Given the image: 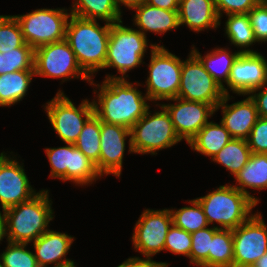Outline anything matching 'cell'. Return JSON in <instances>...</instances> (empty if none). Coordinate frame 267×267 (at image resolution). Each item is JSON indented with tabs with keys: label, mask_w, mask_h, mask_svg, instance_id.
<instances>
[{
	"label": "cell",
	"mask_w": 267,
	"mask_h": 267,
	"mask_svg": "<svg viewBox=\"0 0 267 267\" xmlns=\"http://www.w3.org/2000/svg\"><path fill=\"white\" fill-rule=\"evenodd\" d=\"M41 267H49V266H41ZM53 267H67V266H53Z\"/></svg>",
	"instance_id": "7dc6e473"
},
{
	"label": "cell",
	"mask_w": 267,
	"mask_h": 267,
	"mask_svg": "<svg viewBox=\"0 0 267 267\" xmlns=\"http://www.w3.org/2000/svg\"><path fill=\"white\" fill-rule=\"evenodd\" d=\"M202 206L207 222L218 223L219 229H236L253 214L257 204L233 185H222L203 197L196 198Z\"/></svg>",
	"instance_id": "277c9868"
},
{
	"label": "cell",
	"mask_w": 267,
	"mask_h": 267,
	"mask_svg": "<svg viewBox=\"0 0 267 267\" xmlns=\"http://www.w3.org/2000/svg\"><path fill=\"white\" fill-rule=\"evenodd\" d=\"M49 191L42 189L31 199L3 211L6 218L7 241L30 243L48 230L54 211Z\"/></svg>",
	"instance_id": "3957f363"
},
{
	"label": "cell",
	"mask_w": 267,
	"mask_h": 267,
	"mask_svg": "<svg viewBox=\"0 0 267 267\" xmlns=\"http://www.w3.org/2000/svg\"><path fill=\"white\" fill-rule=\"evenodd\" d=\"M251 154L246 139L232 138L211 160L223 165L235 176L246 165Z\"/></svg>",
	"instance_id": "83f0119b"
},
{
	"label": "cell",
	"mask_w": 267,
	"mask_h": 267,
	"mask_svg": "<svg viewBox=\"0 0 267 267\" xmlns=\"http://www.w3.org/2000/svg\"><path fill=\"white\" fill-rule=\"evenodd\" d=\"M73 241L74 237L66 233L48 229L33 241L38 266L54 264L55 266L76 267L73 260L66 258Z\"/></svg>",
	"instance_id": "ffe728a7"
},
{
	"label": "cell",
	"mask_w": 267,
	"mask_h": 267,
	"mask_svg": "<svg viewBox=\"0 0 267 267\" xmlns=\"http://www.w3.org/2000/svg\"><path fill=\"white\" fill-rule=\"evenodd\" d=\"M7 237L6 218L0 211V242Z\"/></svg>",
	"instance_id": "f6af8a7d"
},
{
	"label": "cell",
	"mask_w": 267,
	"mask_h": 267,
	"mask_svg": "<svg viewBox=\"0 0 267 267\" xmlns=\"http://www.w3.org/2000/svg\"><path fill=\"white\" fill-rule=\"evenodd\" d=\"M161 111H149L150 107L130 129L133 153L156 155L157 151L167 149L182 141L177 135L170 114L162 104Z\"/></svg>",
	"instance_id": "8992f818"
},
{
	"label": "cell",
	"mask_w": 267,
	"mask_h": 267,
	"mask_svg": "<svg viewBox=\"0 0 267 267\" xmlns=\"http://www.w3.org/2000/svg\"><path fill=\"white\" fill-rule=\"evenodd\" d=\"M219 230L217 226L203 228L191 233L190 263L200 267H209V251H211V239Z\"/></svg>",
	"instance_id": "836d02e7"
},
{
	"label": "cell",
	"mask_w": 267,
	"mask_h": 267,
	"mask_svg": "<svg viewBox=\"0 0 267 267\" xmlns=\"http://www.w3.org/2000/svg\"><path fill=\"white\" fill-rule=\"evenodd\" d=\"M191 52L201 61L205 70L213 77L217 84L222 88L223 93L228 95L229 92L225 88L228 83L230 70L233 63L241 53L240 51L230 53L226 48H215L210 53L202 56L201 53L194 47Z\"/></svg>",
	"instance_id": "cb8c5ba5"
},
{
	"label": "cell",
	"mask_w": 267,
	"mask_h": 267,
	"mask_svg": "<svg viewBox=\"0 0 267 267\" xmlns=\"http://www.w3.org/2000/svg\"><path fill=\"white\" fill-rule=\"evenodd\" d=\"M226 16L228 19L225 22L224 29L231 44L236 47L238 46V48L240 47L242 49L239 50L241 53H256L257 51L248 48L257 42L248 14H231Z\"/></svg>",
	"instance_id": "f1b7e54d"
},
{
	"label": "cell",
	"mask_w": 267,
	"mask_h": 267,
	"mask_svg": "<svg viewBox=\"0 0 267 267\" xmlns=\"http://www.w3.org/2000/svg\"><path fill=\"white\" fill-rule=\"evenodd\" d=\"M251 267H267V252L261 256Z\"/></svg>",
	"instance_id": "bcb514c9"
},
{
	"label": "cell",
	"mask_w": 267,
	"mask_h": 267,
	"mask_svg": "<svg viewBox=\"0 0 267 267\" xmlns=\"http://www.w3.org/2000/svg\"><path fill=\"white\" fill-rule=\"evenodd\" d=\"M191 245V233L172 224L166 236L164 251H170L174 255H184L190 259Z\"/></svg>",
	"instance_id": "8d00e7d4"
},
{
	"label": "cell",
	"mask_w": 267,
	"mask_h": 267,
	"mask_svg": "<svg viewBox=\"0 0 267 267\" xmlns=\"http://www.w3.org/2000/svg\"><path fill=\"white\" fill-rule=\"evenodd\" d=\"M35 76L34 71H15L0 75V106H11L20 102Z\"/></svg>",
	"instance_id": "4316f807"
},
{
	"label": "cell",
	"mask_w": 267,
	"mask_h": 267,
	"mask_svg": "<svg viewBox=\"0 0 267 267\" xmlns=\"http://www.w3.org/2000/svg\"><path fill=\"white\" fill-rule=\"evenodd\" d=\"M0 153V204L2 212L31 199L36 191L31 187L25 169L16 159Z\"/></svg>",
	"instance_id": "9a60e30c"
},
{
	"label": "cell",
	"mask_w": 267,
	"mask_h": 267,
	"mask_svg": "<svg viewBox=\"0 0 267 267\" xmlns=\"http://www.w3.org/2000/svg\"><path fill=\"white\" fill-rule=\"evenodd\" d=\"M117 9L121 12L120 6L124 5L128 9H134L135 7L141 6L146 3V0H114Z\"/></svg>",
	"instance_id": "ee69618b"
},
{
	"label": "cell",
	"mask_w": 267,
	"mask_h": 267,
	"mask_svg": "<svg viewBox=\"0 0 267 267\" xmlns=\"http://www.w3.org/2000/svg\"><path fill=\"white\" fill-rule=\"evenodd\" d=\"M257 42H267V0H262L248 13Z\"/></svg>",
	"instance_id": "74e56055"
},
{
	"label": "cell",
	"mask_w": 267,
	"mask_h": 267,
	"mask_svg": "<svg viewBox=\"0 0 267 267\" xmlns=\"http://www.w3.org/2000/svg\"><path fill=\"white\" fill-rule=\"evenodd\" d=\"M127 137L129 153L131 147V130L120 125L108 124L101 121L99 173L101 176L113 174L120 177Z\"/></svg>",
	"instance_id": "e0dca14e"
},
{
	"label": "cell",
	"mask_w": 267,
	"mask_h": 267,
	"mask_svg": "<svg viewBox=\"0 0 267 267\" xmlns=\"http://www.w3.org/2000/svg\"><path fill=\"white\" fill-rule=\"evenodd\" d=\"M179 24L187 25L194 32L220 26L214 0H180L178 8Z\"/></svg>",
	"instance_id": "44dd1931"
},
{
	"label": "cell",
	"mask_w": 267,
	"mask_h": 267,
	"mask_svg": "<svg viewBox=\"0 0 267 267\" xmlns=\"http://www.w3.org/2000/svg\"><path fill=\"white\" fill-rule=\"evenodd\" d=\"M233 235L230 229H219L211 239L209 267H233Z\"/></svg>",
	"instance_id": "4dcf8cb0"
},
{
	"label": "cell",
	"mask_w": 267,
	"mask_h": 267,
	"mask_svg": "<svg viewBox=\"0 0 267 267\" xmlns=\"http://www.w3.org/2000/svg\"><path fill=\"white\" fill-rule=\"evenodd\" d=\"M71 15L85 19L116 23L122 20L114 0H74Z\"/></svg>",
	"instance_id": "484cf974"
},
{
	"label": "cell",
	"mask_w": 267,
	"mask_h": 267,
	"mask_svg": "<svg viewBox=\"0 0 267 267\" xmlns=\"http://www.w3.org/2000/svg\"><path fill=\"white\" fill-rule=\"evenodd\" d=\"M188 203L192 206H185L178 210L170 209L173 224L188 233H193L200 229L209 227L200 203L196 199L191 201L189 200Z\"/></svg>",
	"instance_id": "1f68e13d"
},
{
	"label": "cell",
	"mask_w": 267,
	"mask_h": 267,
	"mask_svg": "<svg viewBox=\"0 0 267 267\" xmlns=\"http://www.w3.org/2000/svg\"><path fill=\"white\" fill-rule=\"evenodd\" d=\"M166 262H156L151 259V257L140 258V257H130L126 261L122 262L117 267H168Z\"/></svg>",
	"instance_id": "b9f144b4"
},
{
	"label": "cell",
	"mask_w": 267,
	"mask_h": 267,
	"mask_svg": "<svg viewBox=\"0 0 267 267\" xmlns=\"http://www.w3.org/2000/svg\"><path fill=\"white\" fill-rule=\"evenodd\" d=\"M48 119L64 143L74 144L86 121L94 114L93 103L82 100L78 107L62 92L45 105Z\"/></svg>",
	"instance_id": "30bf717a"
},
{
	"label": "cell",
	"mask_w": 267,
	"mask_h": 267,
	"mask_svg": "<svg viewBox=\"0 0 267 267\" xmlns=\"http://www.w3.org/2000/svg\"><path fill=\"white\" fill-rule=\"evenodd\" d=\"M151 59L148 65L149 76L146 81V95L149 101L176 98L181 80L182 62L164 46L150 44Z\"/></svg>",
	"instance_id": "52a82bcc"
},
{
	"label": "cell",
	"mask_w": 267,
	"mask_h": 267,
	"mask_svg": "<svg viewBox=\"0 0 267 267\" xmlns=\"http://www.w3.org/2000/svg\"><path fill=\"white\" fill-rule=\"evenodd\" d=\"M233 267H251L267 252V226L261 213L232 230Z\"/></svg>",
	"instance_id": "4fadbf2b"
},
{
	"label": "cell",
	"mask_w": 267,
	"mask_h": 267,
	"mask_svg": "<svg viewBox=\"0 0 267 267\" xmlns=\"http://www.w3.org/2000/svg\"><path fill=\"white\" fill-rule=\"evenodd\" d=\"M34 51L25 43L22 47L0 52V75L15 71H34Z\"/></svg>",
	"instance_id": "d6a6232c"
},
{
	"label": "cell",
	"mask_w": 267,
	"mask_h": 267,
	"mask_svg": "<svg viewBox=\"0 0 267 267\" xmlns=\"http://www.w3.org/2000/svg\"><path fill=\"white\" fill-rule=\"evenodd\" d=\"M127 79H106L97 86L96 101L93 100L94 114L108 124L120 125L131 129L150 107L147 95H142L137 87Z\"/></svg>",
	"instance_id": "6da1fadb"
},
{
	"label": "cell",
	"mask_w": 267,
	"mask_h": 267,
	"mask_svg": "<svg viewBox=\"0 0 267 267\" xmlns=\"http://www.w3.org/2000/svg\"><path fill=\"white\" fill-rule=\"evenodd\" d=\"M135 10L134 24L145 37L147 31L162 35L180 26L178 10H165L147 3L135 7Z\"/></svg>",
	"instance_id": "7402d4cb"
},
{
	"label": "cell",
	"mask_w": 267,
	"mask_h": 267,
	"mask_svg": "<svg viewBox=\"0 0 267 267\" xmlns=\"http://www.w3.org/2000/svg\"><path fill=\"white\" fill-rule=\"evenodd\" d=\"M230 94L224 95L223 100L215 107V112L222 109L221 123L229 131L232 138L247 139L259 118L254 101L248 97L228 105Z\"/></svg>",
	"instance_id": "d6986e66"
},
{
	"label": "cell",
	"mask_w": 267,
	"mask_h": 267,
	"mask_svg": "<svg viewBox=\"0 0 267 267\" xmlns=\"http://www.w3.org/2000/svg\"><path fill=\"white\" fill-rule=\"evenodd\" d=\"M18 21L25 43L34 50L65 39L71 13L65 8L36 9L24 15H13Z\"/></svg>",
	"instance_id": "ba28073f"
},
{
	"label": "cell",
	"mask_w": 267,
	"mask_h": 267,
	"mask_svg": "<svg viewBox=\"0 0 267 267\" xmlns=\"http://www.w3.org/2000/svg\"><path fill=\"white\" fill-rule=\"evenodd\" d=\"M188 57L182 62L177 97L188 101L207 103L215 109L225 95L222 88L192 52Z\"/></svg>",
	"instance_id": "7c38bea8"
},
{
	"label": "cell",
	"mask_w": 267,
	"mask_h": 267,
	"mask_svg": "<svg viewBox=\"0 0 267 267\" xmlns=\"http://www.w3.org/2000/svg\"><path fill=\"white\" fill-rule=\"evenodd\" d=\"M101 120L93 114L85 123L75 147L96 164L99 172Z\"/></svg>",
	"instance_id": "f546056e"
},
{
	"label": "cell",
	"mask_w": 267,
	"mask_h": 267,
	"mask_svg": "<svg viewBox=\"0 0 267 267\" xmlns=\"http://www.w3.org/2000/svg\"><path fill=\"white\" fill-rule=\"evenodd\" d=\"M180 0H146V3L165 10H178Z\"/></svg>",
	"instance_id": "7bdbcfd3"
},
{
	"label": "cell",
	"mask_w": 267,
	"mask_h": 267,
	"mask_svg": "<svg viewBox=\"0 0 267 267\" xmlns=\"http://www.w3.org/2000/svg\"><path fill=\"white\" fill-rule=\"evenodd\" d=\"M172 224L170 209L144 210L134 227V249L144 257H152L164 251L166 236Z\"/></svg>",
	"instance_id": "5bb4252c"
},
{
	"label": "cell",
	"mask_w": 267,
	"mask_h": 267,
	"mask_svg": "<svg viewBox=\"0 0 267 267\" xmlns=\"http://www.w3.org/2000/svg\"><path fill=\"white\" fill-rule=\"evenodd\" d=\"M65 144V147L45 149L51 166L50 178L71 181L76 185L84 186L92 184L102 177L96 164L77 149L74 144Z\"/></svg>",
	"instance_id": "8fae6325"
},
{
	"label": "cell",
	"mask_w": 267,
	"mask_h": 267,
	"mask_svg": "<svg viewBox=\"0 0 267 267\" xmlns=\"http://www.w3.org/2000/svg\"><path fill=\"white\" fill-rule=\"evenodd\" d=\"M7 242L6 250L0 255L4 267H39L34 253L26 249L28 243Z\"/></svg>",
	"instance_id": "d590c367"
},
{
	"label": "cell",
	"mask_w": 267,
	"mask_h": 267,
	"mask_svg": "<svg viewBox=\"0 0 267 267\" xmlns=\"http://www.w3.org/2000/svg\"><path fill=\"white\" fill-rule=\"evenodd\" d=\"M0 267H4V266L2 265V261H1V258H0Z\"/></svg>",
	"instance_id": "c3c4849f"
},
{
	"label": "cell",
	"mask_w": 267,
	"mask_h": 267,
	"mask_svg": "<svg viewBox=\"0 0 267 267\" xmlns=\"http://www.w3.org/2000/svg\"><path fill=\"white\" fill-rule=\"evenodd\" d=\"M25 44L20 25L13 15H0V52L22 47Z\"/></svg>",
	"instance_id": "e575fe53"
},
{
	"label": "cell",
	"mask_w": 267,
	"mask_h": 267,
	"mask_svg": "<svg viewBox=\"0 0 267 267\" xmlns=\"http://www.w3.org/2000/svg\"><path fill=\"white\" fill-rule=\"evenodd\" d=\"M234 177L238 184L233 186L258 204L259 199L251 195L246 188H267V154L252 153L246 165Z\"/></svg>",
	"instance_id": "603a6c76"
},
{
	"label": "cell",
	"mask_w": 267,
	"mask_h": 267,
	"mask_svg": "<svg viewBox=\"0 0 267 267\" xmlns=\"http://www.w3.org/2000/svg\"><path fill=\"white\" fill-rule=\"evenodd\" d=\"M148 49L147 37L139 30L123 26V21L111 24L105 67L117 69L122 76L106 75V79H126V73L144 64ZM143 62V63H142Z\"/></svg>",
	"instance_id": "5b68a950"
},
{
	"label": "cell",
	"mask_w": 267,
	"mask_h": 267,
	"mask_svg": "<svg viewBox=\"0 0 267 267\" xmlns=\"http://www.w3.org/2000/svg\"><path fill=\"white\" fill-rule=\"evenodd\" d=\"M176 104H162L171 116L179 138L187 143L206 125L215 109L207 103L188 101L179 97L170 99Z\"/></svg>",
	"instance_id": "2e32d148"
},
{
	"label": "cell",
	"mask_w": 267,
	"mask_h": 267,
	"mask_svg": "<svg viewBox=\"0 0 267 267\" xmlns=\"http://www.w3.org/2000/svg\"><path fill=\"white\" fill-rule=\"evenodd\" d=\"M267 84L251 91L248 95L254 101L259 117L267 118ZM266 87V88H265ZM259 92V93H256Z\"/></svg>",
	"instance_id": "60d3db41"
},
{
	"label": "cell",
	"mask_w": 267,
	"mask_h": 267,
	"mask_svg": "<svg viewBox=\"0 0 267 267\" xmlns=\"http://www.w3.org/2000/svg\"><path fill=\"white\" fill-rule=\"evenodd\" d=\"M262 0H214L215 7L219 18L222 13L247 14L253 7L258 5Z\"/></svg>",
	"instance_id": "ab89813d"
},
{
	"label": "cell",
	"mask_w": 267,
	"mask_h": 267,
	"mask_svg": "<svg viewBox=\"0 0 267 267\" xmlns=\"http://www.w3.org/2000/svg\"><path fill=\"white\" fill-rule=\"evenodd\" d=\"M267 84V60L256 53H240L230 70L226 84L237 95H248Z\"/></svg>",
	"instance_id": "ac0fdd59"
},
{
	"label": "cell",
	"mask_w": 267,
	"mask_h": 267,
	"mask_svg": "<svg viewBox=\"0 0 267 267\" xmlns=\"http://www.w3.org/2000/svg\"><path fill=\"white\" fill-rule=\"evenodd\" d=\"M111 24L100 26L97 20L71 15L65 39L82 70L93 79L94 73L105 67Z\"/></svg>",
	"instance_id": "7a4b0ae2"
},
{
	"label": "cell",
	"mask_w": 267,
	"mask_h": 267,
	"mask_svg": "<svg viewBox=\"0 0 267 267\" xmlns=\"http://www.w3.org/2000/svg\"><path fill=\"white\" fill-rule=\"evenodd\" d=\"M232 137L225 126L215 122H208L201 130L188 142V145L207 157L213 158Z\"/></svg>",
	"instance_id": "d4e9b609"
},
{
	"label": "cell",
	"mask_w": 267,
	"mask_h": 267,
	"mask_svg": "<svg viewBox=\"0 0 267 267\" xmlns=\"http://www.w3.org/2000/svg\"><path fill=\"white\" fill-rule=\"evenodd\" d=\"M35 76L69 79L80 78L89 83L91 78L80 67L68 41H61L43 45L34 51Z\"/></svg>",
	"instance_id": "9c48e42d"
},
{
	"label": "cell",
	"mask_w": 267,
	"mask_h": 267,
	"mask_svg": "<svg viewBox=\"0 0 267 267\" xmlns=\"http://www.w3.org/2000/svg\"><path fill=\"white\" fill-rule=\"evenodd\" d=\"M246 140L252 153L267 154V118H258Z\"/></svg>",
	"instance_id": "f35d334b"
}]
</instances>
